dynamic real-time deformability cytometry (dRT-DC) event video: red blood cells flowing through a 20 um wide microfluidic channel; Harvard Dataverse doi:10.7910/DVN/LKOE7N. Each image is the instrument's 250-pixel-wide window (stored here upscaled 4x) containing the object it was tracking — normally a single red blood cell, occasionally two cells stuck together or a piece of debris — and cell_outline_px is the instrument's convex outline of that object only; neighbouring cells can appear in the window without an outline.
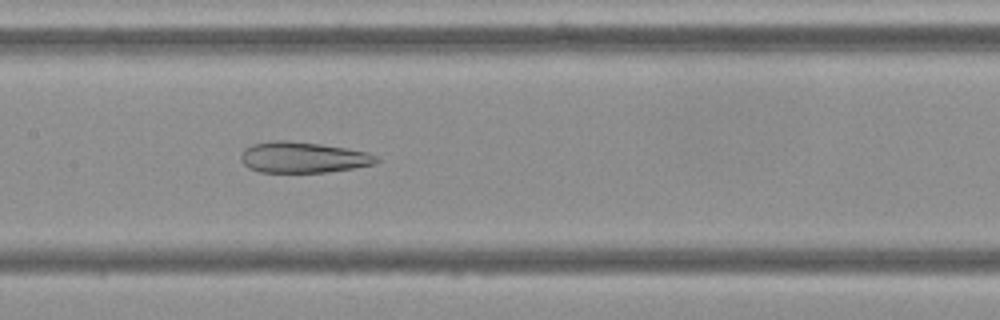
{"species": "Egyptian fruit bat (a non-hibernating species)", "species_latin": "Rousettus aegyptiacus", "temperature_condition": "cold", "stored_images_in_passage": 50, "camera_frame_rate_fps": 3000, "um_per_image_px": 0.085, "frame": {"image": 1, "passage_image": 22, "time_ms": 7.0, "image_size_px": [1000, 320], "cell_outline_px": [[380, 160], [376, 164], [328, 172], [260, 172], [248, 168], [240, 160], [240, 156], [244, 148], [252, 144], [272, 140], [288, 140], [320, 144], [368, 152], [376, 156]], "centroid_in_image_um": [25.73, 13.37], "position_along_channel_um": 181.7, "area_um2": 24.51}}
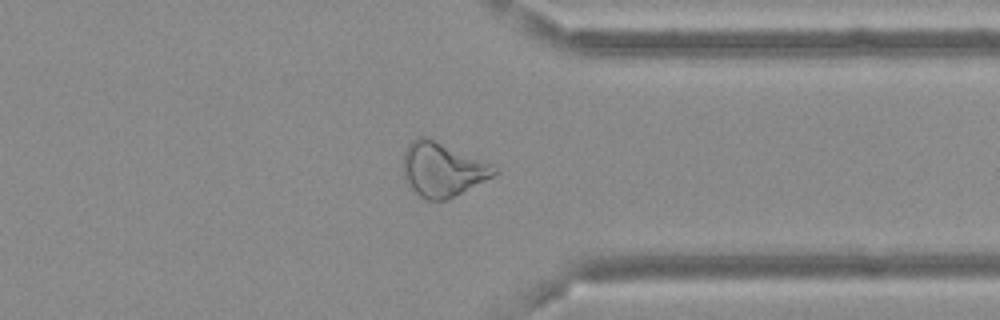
{"frame": {"image": 2, "passage_image": 38, "time_ms": 12.333, "image_size_px": [1000, 320], "cell_outline_px": [[500, 172], [448, 200], [428, 200], [420, 196], [412, 188], [404, 172], [404, 152], [408, 144], [412, 140], [420, 136], [424, 136], [492, 164], [500, 168]], "centroid_in_image_um": [37.64, 14.41], "position_along_channel_um": 373.8, "area_um2": 28.15}}
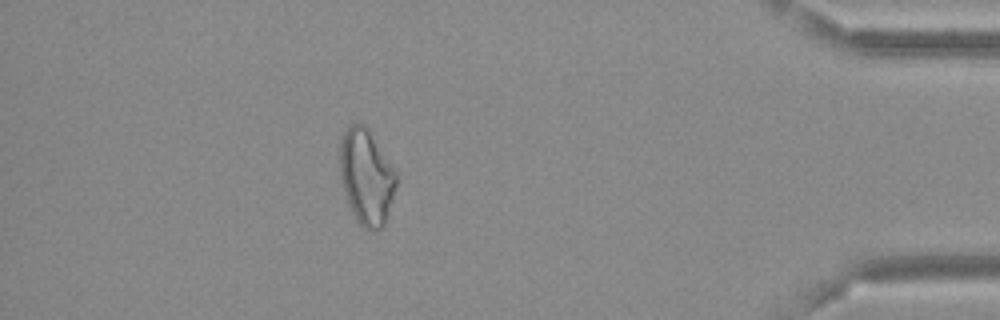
{"frame": {"image": 3, "passage_image": 44, "time_ms": 14.333, "image_size_px": [1000, 320], "cell_outline_px": [[396, 184], [388, 216], [384, 224], [380, 228], [372, 232], [364, 228], [356, 220], [352, 212], [340, 180], [340, 144], [344, 132], [348, 124], [360, 120], [364, 124], [396, 168]], "centroid_in_image_um": [31.14, 15.01], "position_along_channel_um": 404.1, "area_um2": 31.67}, "authors_computed_cell_mechanics": {"area_um2": 29.8537, "velocity_mm_per_s": 3.6698, "shape_relaxation_time_tau1_ms": null, "shape_relaxation_time_tau2_ms": 2.6569, "deformation_change_tau1": null, "deformation_change_tau2": 0.1091}}